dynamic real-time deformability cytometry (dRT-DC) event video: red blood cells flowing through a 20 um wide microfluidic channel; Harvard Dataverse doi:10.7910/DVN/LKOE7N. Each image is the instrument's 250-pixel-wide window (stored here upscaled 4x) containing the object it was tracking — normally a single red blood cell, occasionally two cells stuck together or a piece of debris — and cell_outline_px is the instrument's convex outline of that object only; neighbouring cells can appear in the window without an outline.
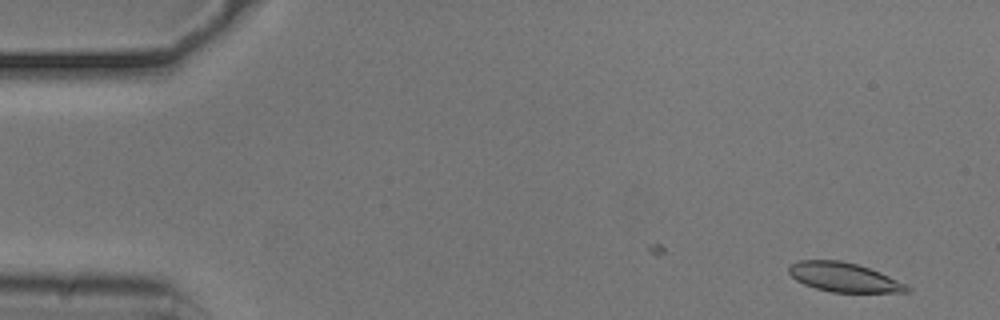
{"species": "common noctule bat (a hibernating species)", "species_latin": "Nyctalus noctula", "temperature_condition": "cold", "stored_images_in_passage": 5, "camera_frame_rate_fps": 3000, "um_per_image_px": 0.085, "animal": {"sex": "male", "body_mass_g": 20.5, "forearm_length_mm": 52.5}, "frame": {"image": 1, "passage_image": 3, "time_ms": 0.667, "image_size_px": [1000, 320], "cell_outline_px": [[912, 288], [908, 292], [832, 292], [816, 288], [804, 284], [796, 280], [788, 272], [788, 264], [800, 260], [840, 260], [856, 264], [880, 272], [908, 284]], "centroid_in_image_um": [71.74, 23.56], "position_along_channel_um": 13.3, "area_um2": 20.17}}